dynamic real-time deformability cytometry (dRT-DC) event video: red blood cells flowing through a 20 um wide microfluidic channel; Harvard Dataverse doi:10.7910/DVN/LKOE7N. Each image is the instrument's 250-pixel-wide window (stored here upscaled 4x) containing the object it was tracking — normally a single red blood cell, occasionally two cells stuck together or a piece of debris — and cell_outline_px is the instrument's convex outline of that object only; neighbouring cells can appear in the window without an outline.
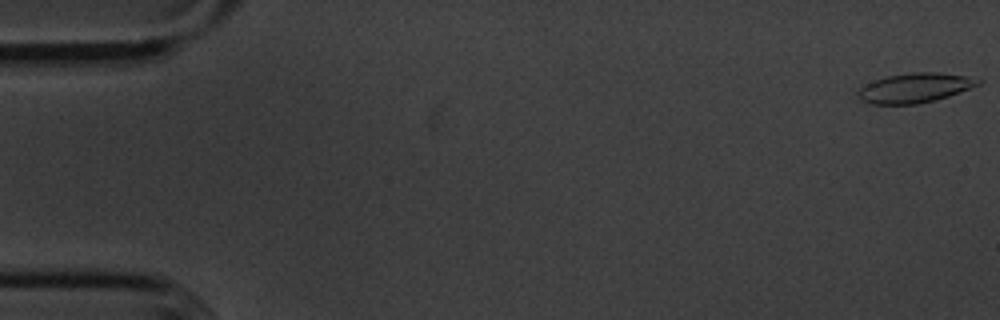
{"species": "common noctule bat (a hibernating species)", "species_latin": "Nyctalus noctula", "temperature_condition": "cold", "stored_images_in_passage": 56, "camera_frame_rate_fps": 3000, "um_per_image_px": 0.085, "animal": {"sex": "male", "body_mass_g": 20.1, "forearm_length_mm": 53.5}, "frame": {"image": 1, "passage_image": 1, "time_ms": 0.0, "image_size_px": [1000, 320], "cell_outline_px": [[984, 80], [980, 84], [948, 96], [916, 104], [872, 104], [860, 100], [856, 92], [860, 88], [876, 80], [888, 76], [908, 72], [936, 72], [964, 76]], "centroid_in_image_um": [77.74, 7.47], "position_along_channel_um": 7.3, "area_um2": 20.4}}
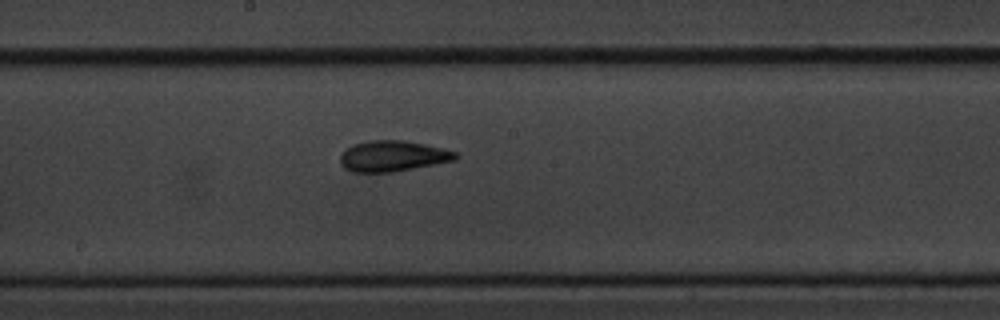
{"frame": {"image": 2, "passage_image": 30, "time_ms": 9.667, "image_size_px": [1000, 320], "cell_outline_px": [[460, 156], [456, 160], [392, 172], [352, 172], [344, 168], [340, 164], [340, 152], [344, 148], [352, 144], [372, 140], [404, 140], [444, 148], [456, 152]], "centroid_in_image_um": [33.35, 13.26], "position_along_channel_um": 214.8, "area_um2": 20.92}}
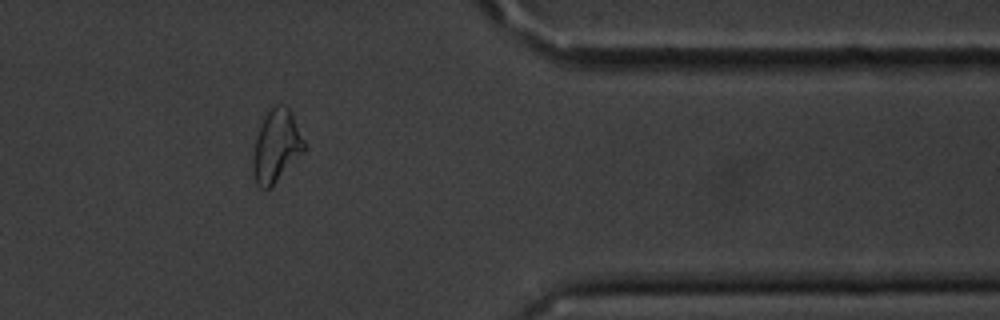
{"frame": {"image": 3, "passage_image": 46, "time_ms": 15.0, "image_size_px": [1000, 320], "cell_outline_px": [[304, 152], [268, 188], [260, 188], [256, 184], [252, 172], [252, 164], [256, 140], [260, 124], [264, 116], [276, 104], [280, 104], [288, 108], [292, 112], [304, 140]], "centroid_in_image_um": [23.48, 12.4], "position_along_channel_um": 387.9, "area_um2": 21.15}, "authors_computed_cell_mechanics": {"area_um2": 20.7502, "velocity_mm_per_s": 3.5849, "shape_relaxation_time_tau1_ms": 5.5338, "shape_relaxation_time_tau2_ms": 2.8902, "deformation_change_tau1": 0.1348, "deformation_change_tau2": 0.098}}